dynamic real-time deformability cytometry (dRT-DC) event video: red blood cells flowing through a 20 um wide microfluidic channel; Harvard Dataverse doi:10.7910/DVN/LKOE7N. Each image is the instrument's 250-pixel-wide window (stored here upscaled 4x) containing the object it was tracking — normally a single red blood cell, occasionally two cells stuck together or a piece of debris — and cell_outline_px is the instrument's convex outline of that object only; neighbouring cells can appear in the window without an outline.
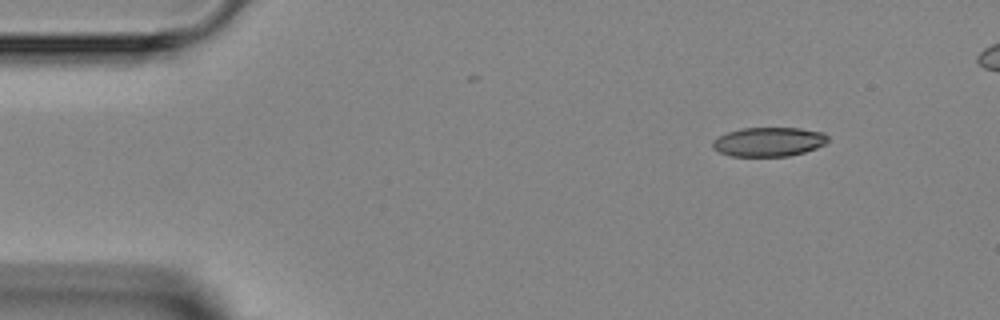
{"species": "Egyptian fruit bat (a non-hibernating species)", "species_latin": "Rousettus aegyptiacus", "temperature_condition": "room temperature", "stored_images_in_passage": 5, "segment_of_instrument_passage": [2, 2], "camera_frame_rate_fps": 3000, "um_per_image_px": 0.085, "animal": {"sex": "female"}, "frame": {"image": 1, "passage_image": 5, "time_ms": 4.667, "image_size_px": [1000, 320], "cell_outline_px": [[828, 140], [824, 144], [816, 148], [804, 152], [788, 156], [732, 156], [720, 152], [712, 148], [712, 140], [728, 132], [740, 128], [800, 128], [824, 132], [828, 136]], "centroid_in_image_um": [65.34, 12.05], "position_along_channel_um": 19.7, "area_um2": 19.59}}